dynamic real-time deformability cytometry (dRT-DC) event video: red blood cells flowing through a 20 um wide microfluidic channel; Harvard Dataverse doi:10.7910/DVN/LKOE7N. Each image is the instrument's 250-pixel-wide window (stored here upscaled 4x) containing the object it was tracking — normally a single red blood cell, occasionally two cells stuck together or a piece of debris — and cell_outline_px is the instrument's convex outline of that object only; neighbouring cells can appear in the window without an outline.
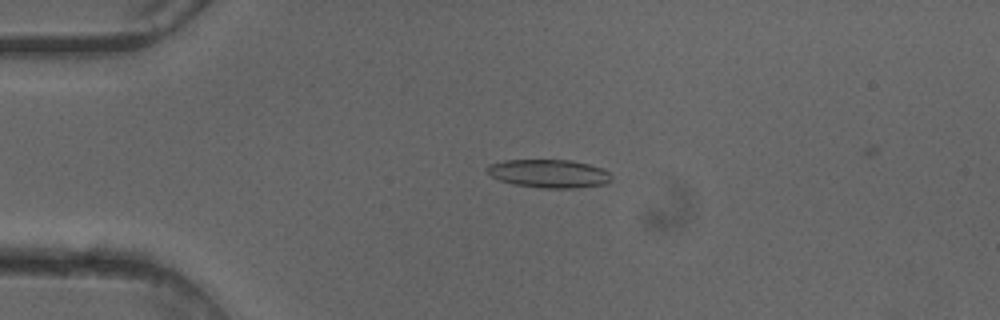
{"species": "common noctule bat (a hibernating species)", "species_latin": "Nyctalus noctula", "temperature_condition": "cold", "stored_images_in_passage": 50, "camera_frame_rate_fps": 3000, "um_per_image_px": 0.085, "animal": {"sex": "female"}, "frame": {"image": 1, "passage_image": 12, "time_ms": 3.667, "image_size_px": [1000, 320], "cell_outline_px": [[612, 180], [604, 184], [576, 188], [544, 188], [512, 184], [500, 180], [492, 176], [488, 172], [488, 164], [504, 160], [572, 160], [604, 168], [612, 176]], "centroid_in_image_um": [46.69, 14.75], "position_along_channel_um": 38.3, "area_um2": 20.52}}
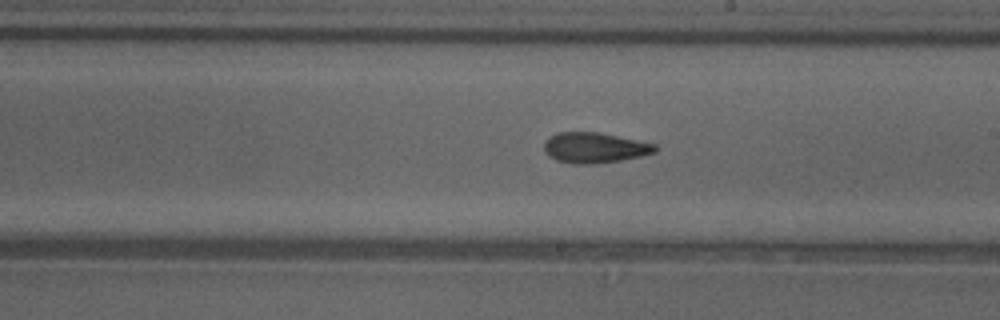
{"frame": {"image": 2, "passage_image": 29, "time_ms": 9.333, "image_size_px": [1000, 320], "cell_outline_px": [[660, 148], [656, 152], [640, 156], [620, 160], [596, 164], [576, 164], [556, 160], [544, 148], [544, 144], [548, 136], [556, 132], [596, 132], [656, 144]], "centroid_in_image_um": [50.56, 12.55], "position_along_channel_um": 238.4, "area_um2": 19.54}}
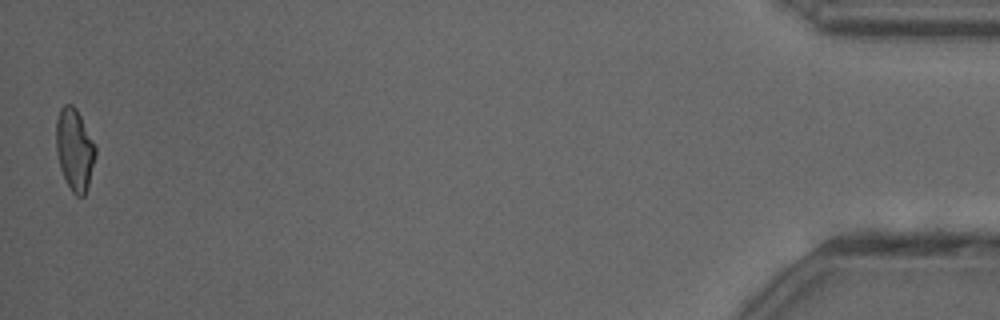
{"frame": {"image": 3, "passage_image": 50, "time_ms": 16.333, "image_size_px": [1000, 320], "cell_outline_px": [[96, 156], [88, 188], [84, 196], [76, 196], [72, 192], [60, 168], [56, 152], [56, 120], [60, 108], [64, 104], [72, 104], [76, 108], [96, 144]], "centroid_in_image_um": [6.35, 12.7], "position_along_channel_um": 428.8, "area_um2": 19.02}, "authors_computed_cell_mechanics": {"area_um2": 19.7098, "velocity_mm_per_s": 4.1209, "shape_relaxation_time_tau1_ms": null, "shape_relaxation_time_tau2_ms": 2.7952, "deformation_change_tau1": null, "deformation_change_tau2": 0.1073}}